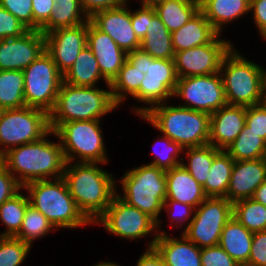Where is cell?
<instances>
[{
	"label": "cell",
	"mask_w": 266,
	"mask_h": 266,
	"mask_svg": "<svg viewBox=\"0 0 266 266\" xmlns=\"http://www.w3.org/2000/svg\"><path fill=\"white\" fill-rule=\"evenodd\" d=\"M92 266H120L119 264H117V263H114V262H107V260L106 261H102V262H99V263H97V264H95V265H92Z\"/></svg>",
	"instance_id": "680465c9"
},
{
	"label": "cell",
	"mask_w": 266,
	"mask_h": 266,
	"mask_svg": "<svg viewBox=\"0 0 266 266\" xmlns=\"http://www.w3.org/2000/svg\"><path fill=\"white\" fill-rule=\"evenodd\" d=\"M225 151L234 161L266 158V141L245 123L240 134Z\"/></svg>",
	"instance_id": "1f68e13d"
},
{
	"label": "cell",
	"mask_w": 266,
	"mask_h": 266,
	"mask_svg": "<svg viewBox=\"0 0 266 266\" xmlns=\"http://www.w3.org/2000/svg\"><path fill=\"white\" fill-rule=\"evenodd\" d=\"M178 76L174 59L152 58L148 60V68L140 84L139 91L132 97L148 106H137L131 111L142 117L156 105L173 98Z\"/></svg>",
	"instance_id": "4fadbf2b"
},
{
	"label": "cell",
	"mask_w": 266,
	"mask_h": 266,
	"mask_svg": "<svg viewBox=\"0 0 266 266\" xmlns=\"http://www.w3.org/2000/svg\"><path fill=\"white\" fill-rule=\"evenodd\" d=\"M246 266H266V230L253 233L250 257Z\"/></svg>",
	"instance_id": "c3c4849f"
},
{
	"label": "cell",
	"mask_w": 266,
	"mask_h": 266,
	"mask_svg": "<svg viewBox=\"0 0 266 266\" xmlns=\"http://www.w3.org/2000/svg\"><path fill=\"white\" fill-rule=\"evenodd\" d=\"M252 198L266 206V180L255 190Z\"/></svg>",
	"instance_id": "11a10c76"
},
{
	"label": "cell",
	"mask_w": 266,
	"mask_h": 266,
	"mask_svg": "<svg viewBox=\"0 0 266 266\" xmlns=\"http://www.w3.org/2000/svg\"><path fill=\"white\" fill-rule=\"evenodd\" d=\"M144 76L142 71L125 60L118 75L110 83L113 99L118 106L127 99V96L133 97L139 91Z\"/></svg>",
	"instance_id": "e575fe53"
},
{
	"label": "cell",
	"mask_w": 266,
	"mask_h": 266,
	"mask_svg": "<svg viewBox=\"0 0 266 266\" xmlns=\"http://www.w3.org/2000/svg\"><path fill=\"white\" fill-rule=\"evenodd\" d=\"M54 3V0H32L33 30L40 31V28L49 20Z\"/></svg>",
	"instance_id": "681fc988"
},
{
	"label": "cell",
	"mask_w": 266,
	"mask_h": 266,
	"mask_svg": "<svg viewBox=\"0 0 266 266\" xmlns=\"http://www.w3.org/2000/svg\"><path fill=\"white\" fill-rule=\"evenodd\" d=\"M122 194L118 196L140 211L148 214L157 222V233L162 228V219L159 217L163 211L166 199V171L152 165L130 169L120 179Z\"/></svg>",
	"instance_id": "8992f818"
},
{
	"label": "cell",
	"mask_w": 266,
	"mask_h": 266,
	"mask_svg": "<svg viewBox=\"0 0 266 266\" xmlns=\"http://www.w3.org/2000/svg\"><path fill=\"white\" fill-rule=\"evenodd\" d=\"M162 209L164 212L166 210L167 216L170 218V223L172 224V225L170 224V227L172 228V226L173 227L175 226L174 228L179 229V227L182 228L183 227L182 225L184 224V226H186L184 227V229H182L184 231L188 227L191 220L193 219L196 208L189 204L181 203L176 200L165 199ZM184 222L185 223L188 222L186 223L187 225H185Z\"/></svg>",
	"instance_id": "60d3db41"
},
{
	"label": "cell",
	"mask_w": 266,
	"mask_h": 266,
	"mask_svg": "<svg viewBox=\"0 0 266 266\" xmlns=\"http://www.w3.org/2000/svg\"><path fill=\"white\" fill-rule=\"evenodd\" d=\"M201 266H240L219 245L201 248Z\"/></svg>",
	"instance_id": "7bdbcfd3"
},
{
	"label": "cell",
	"mask_w": 266,
	"mask_h": 266,
	"mask_svg": "<svg viewBox=\"0 0 266 266\" xmlns=\"http://www.w3.org/2000/svg\"><path fill=\"white\" fill-rule=\"evenodd\" d=\"M30 205L40 211L55 229H76L92 223L79 210L63 177L28 183L23 187Z\"/></svg>",
	"instance_id": "5b68a950"
},
{
	"label": "cell",
	"mask_w": 266,
	"mask_h": 266,
	"mask_svg": "<svg viewBox=\"0 0 266 266\" xmlns=\"http://www.w3.org/2000/svg\"><path fill=\"white\" fill-rule=\"evenodd\" d=\"M206 198L203 187L182 164L166 171V199L197 208Z\"/></svg>",
	"instance_id": "603a6c76"
},
{
	"label": "cell",
	"mask_w": 266,
	"mask_h": 266,
	"mask_svg": "<svg viewBox=\"0 0 266 266\" xmlns=\"http://www.w3.org/2000/svg\"><path fill=\"white\" fill-rule=\"evenodd\" d=\"M103 80L108 87L110 84L103 78L98 66L97 58L86 46L74 61V64L63 75V82L73 86H98Z\"/></svg>",
	"instance_id": "4316f807"
},
{
	"label": "cell",
	"mask_w": 266,
	"mask_h": 266,
	"mask_svg": "<svg viewBox=\"0 0 266 266\" xmlns=\"http://www.w3.org/2000/svg\"><path fill=\"white\" fill-rule=\"evenodd\" d=\"M93 224L102 225L107 232L120 239L139 240L152 233L153 239L146 248H153L158 237L157 222L148 214L123 201L118 194Z\"/></svg>",
	"instance_id": "8fae6325"
},
{
	"label": "cell",
	"mask_w": 266,
	"mask_h": 266,
	"mask_svg": "<svg viewBox=\"0 0 266 266\" xmlns=\"http://www.w3.org/2000/svg\"><path fill=\"white\" fill-rule=\"evenodd\" d=\"M51 131L49 114L24 106L3 110L0 117V157L9 149L41 140Z\"/></svg>",
	"instance_id": "9c48e42d"
},
{
	"label": "cell",
	"mask_w": 266,
	"mask_h": 266,
	"mask_svg": "<svg viewBox=\"0 0 266 266\" xmlns=\"http://www.w3.org/2000/svg\"><path fill=\"white\" fill-rule=\"evenodd\" d=\"M0 6L9 11L28 30H33L32 0H0Z\"/></svg>",
	"instance_id": "b9f144b4"
},
{
	"label": "cell",
	"mask_w": 266,
	"mask_h": 266,
	"mask_svg": "<svg viewBox=\"0 0 266 266\" xmlns=\"http://www.w3.org/2000/svg\"><path fill=\"white\" fill-rule=\"evenodd\" d=\"M190 1L201 5L205 0H190Z\"/></svg>",
	"instance_id": "91938a15"
},
{
	"label": "cell",
	"mask_w": 266,
	"mask_h": 266,
	"mask_svg": "<svg viewBox=\"0 0 266 266\" xmlns=\"http://www.w3.org/2000/svg\"><path fill=\"white\" fill-rule=\"evenodd\" d=\"M262 95L264 103H266V68L262 67Z\"/></svg>",
	"instance_id": "9f6ffc18"
},
{
	"label": "cell",
	"mask_w": 266,
	"mask_h": 266,
	"mask_svg": "<svg viewBox=\"0 0 266 266\" xmlns=\"http://www.w3.org/2000/svg\"><path fill=\"white\" fill-rule=\"evenodd\" d=\"M33 143L9 149L0 157V162L17 179L22 187L34 181L63 177L66 160L60 140L47 137Z\"/></svg>",
	"instance_id": "7a4b0ae2"
},
{
	"label": "cell",
	"mask_w": 266,
	"mask_h": 266,
	"mask_svg": "<svg viewBox=\"0 0 266 266\" xmlns=\"http://www.w3.org/2000/svg\"><path fill=\"white\" fill-rule=\"evenodd\" d=\"M130 9V20L134 29L135 35L141 41L146 36L147 26L149 21L156 15L154 7L141 5V8L135 11Z\"/></svg>",
	"instance_id": "bcb514c9"
},
{
	"label": "cell",
	"mask_w": 266,
	"mask_h": 266,
	"mask_svg": "<svg viewBox=\"0 0 266 266\" xmlns=\"http://www.w3.org/2000/svg\"><path fill=\"white\" fill-rule=\"evenodd\" d=\"M220 151L221 150L210 144L200 147L186 148L184 149L183 154H186L188 161L184 162L183 160L181 164L190 175L203 186L208 177L213 159Z\"/></svg>",
	"instance_id": "836d02e7"
},
{
	"label": "cell",
	"mask_w": 266,
	"mask_h": 266,
	"mask_svg": "<svg viewBox=\"0 0 266 266\" xmlns=\"http://www.w3.org/2000/svg\"><path fill=\"white\" fill-rule=\"evenodd\" d=\"M211 43L175 52L174 63L178 78L218 73L224 57L234 47L231 40L220 39Z\"/></svg>",
	"instance_id": "9a60e30c"
},
{
	"label": "cell",
	"mask_w": 266,
	"mask_h": 266,
	"mask_svg": "<svg viewBox=\"0 0 266 266\" xmlns=\"http://www.w3.org/2000/svg\"><path fill=\"white\" fill-rule=\"evenodd\" d=\"M87 46L97 58L103 78L110 84L126 60L127 53L106 33L87 21Z\"/></svg>",
	"instance_id": "d6986e66"
},
{
	"label": "cell",
	"mask_w": 266,
	"mask_h": 266,
	"mask_svg": "<svg viewBox=\"0 0 266 266\" xmlns=\"http://www.w3.org/2000/svg\"><path fill=\"white\" fill-rule=\"evenodd\" d=\"M109 90L98 86H73L62 82L53 110L49 113V125L55 131L62 123L70 121L101 120L119 107Z\"/></svg>",
	"instance_id": "3957f363"
},
{
	"label": "cell",
	"mask_w": 266,
	"mask_h": 266,
	"mask_svg": "<svg viewBox=\"0 0 266 266\" xmlns=\"http://www.w3.org/2000/svg\"><path fill=\"white\" fill-rule=\"evenodd\" d=\"M266 180V158L235 161L231 171L226 198L234 203L252 198L255 190Z\"/></svg>",
	"instance_id": "44dd1931"
},
{
	"label": "cell",
	"mask_w": 266,
	"mask_h": 266,
	"mask_svg": "<svg viewBox=\"0 0 266 266\" xmlns=\"http://www.w3.org/2000/svg\"><path fill=\"white\" fill-rule=\"evenodd\" d=\"M140 118L184 149L209 144L208 113L165 102L154 106Z\"/></svg>",
	"instance_id": "277c9868"
},
{
	"label": "cell",
	"mask_w": 266,
	"mask_h": 266,
	"mask_svg": "<svg viewBox=\"0 0 266 266\" xmlns=\"http://www.w3.org/2000/svg\"><path fill=\"white\" fill-rule=\"evenodd\" d=\"M246 124L266 141V103L247 107Z\"/></svg>",
	"instance_id": "f6af8a7d"
},
{
	"label": "cell",
	"mask_w": 266,
	"mask_h": 266,
	"mask_svg": "<svg viewBox=\"0 0 266 266\" xmlns=\"http://www.w3.org/2000/svg\"><path fill=\"white\" fill-rule=\"evenodd\" d=\"M100 163L68 162L63 178L79 210L93 224L117 194L115 175Z\"/></svg>",
	"instance_id": "6da1fadb"
},
{
	"label": "cell",
	"mask_w": 266,
	"mask_h": 266,
	"mask_svg": "<svg viewBox=\"0 0 266 266\" xmlns=\"http://www.w3.org/2000/svg\"><path fill=\"white\" fill-rule=\"evenodd\" d=\"M139 1L140 2L142 1L140 5L154 7L156 4L167 0H139Z\"/></svg>",
	"instance_id": "6f0895ef"
},
{
	"label": "cell",
	"mask_w": 266,
	"mask_h": 266,
	"mask_svg": "<svg viewBox=\"0 0 266 266\" xmlns=\"http://www.w3.org/2000/svg\"><path fill=\"white\" fill-rule=\"evenodd\" d=\"M27 31L16 17L0 6V39L18 38Z\"/></svg>",
	"instance_id": "ee69618b"
},
{
	"label": "cell",
	"mask_w": 266,
	"mask_h": 266,
	"mask_svg": "<svg viewBox=\"0 0 266 266\" xmlns=\"http://www.w3.org/2000/svg\"><path fill=\"white\" fill-rule=\"evenodd\" d=\"M136 262V266H165L161 255L153 248H147Z\"/></svg>",
	"instance_id": "db71d44e"
},
{
	"label": "cell",
	"mask_w": 266,
	"mask_h": 266,
	"mask_svg": "<svg viewBox=\"0 0 266 266\" xmlns=\"http://www.w3.org/2000/svg\"><path fill=\"white\" fill-rule=\"evenodd\" d=\"M234 160L221 150L213 159L208 177L202 186L207 197H225L230 183Z\"/></svg>",
	"instance_id": "f546056e"
},
{
	"label": "cell",
	"mask_w": 266,
	"mask_h": 266,
	"mask_svg": "<svg viewBox=\"0 0 266 266\" xmlns=\"http://www.w3.org/2000/svg\"><path fill=\"white\" fill-rule=\"evenodd\" d=\"M0 106L3 110L25 106L23 71L0 70Z\"/></svg>",
	"instance_id": "d6a6232c"
},
{
	"label": "cell",
	"mask_w": 266,
	"mask_h": 266,
	"mask_svg": "<svg viewBox=\"0 0 266 266\" xmlns=\"http://www.w3.org/2000/svg\"><path fill=\"white\" fill-rule=\"evenodd\" d=\"M83 12L90 18L94 13L128 5L129 0H79Z\"/></svg>",
	"instance_id": "f907efd6"
},
{
	"label": "cell",
	"mask_w": 266,
	"mask_h": 266,
	"mask_svg": "<svg viewBox=\"0 0 266 266\" xmlns=\"http://www.w3.org/2000/svg\"><path fill=\"white\" fill-rule=\"evenodd\" d=\"M154 9L172 33L185 25L200 10V5L190 0H167L156 4Z\"/></svg>",
	"instance_id": "4dcf8cb0"
},
{
	"label": "cell",
	"mask_w": 266,
	"mask_h": 266,
	"mask_svg": "<svg viewBox=\"0 0 266 266\" xmlns=\"http://www.w3.org/2000/svg\"><path fill=\"white\" fill-rule=\"evenodd\" d=\"M23 190V187L13 176L11 172L0 162V205L17 193Z\"/></svg>",
	"instance_id": "7dc6e473"
},
{
	"label": "cell",
	"mask_w": 266,
	"mask_h": 266,
	"mask_svg": "<svg viewBox=\"0 0 266 266\" xmlns=\"http://www.w3.org/2000/svg\"><path fill=\"white\" fill-rule=\"evenodd\" d=\"M219 33L199 10L185 25L171 33L175 52L211 43Z\"/></svg>",
	"instance_id": "cb8c5ba5"
},
{
	"label": "cell",
	"mask_w": 266,
	"mask_h": 266,
	"mask_svg": "<svg viewBox=\"0 0 266 266\" xmlns=\"http://www.w3.org/2000/svg\"><path fill=\"white\" fill-rule=\"evenodd\" d=\"M29 204L28 196L19 192L0 205V221L7 227L4 232L0 233V236L15 237L19 233Z\"/></svg>",
	"instance_id": "d590c367"
},
{
	"label": "cell",
	"mask_w": 266,
	"mask_h": 266,
	"mask_svg": "<svg viewBox=\"0 0 266 266\" xmlns=\"http://www.w3.org/2000/svg\"><path fill=\"white\" fill-rule=\"evenodd\" d=\"M219 73L227 104L249 107L264 103L262 66L243 57L234 47L224 57Z\"/></svg>",
	"instance_id": "52a82bcc"
},
{
	"label": "cell",
	"mask_w": 266,
	"mask_h": 266,
	"mask_svg": "<svg viewBox=\"0 0 266 266\" xmlns=\"http://www.w3.org/2000/svg\"><path fill=\"white\" fill-rule=\"evenodd\" d=\"M2 112H3V108L0 106V117L2 115Z\"/></svg>",
	"instance_id": "94428289"
},
{
	"label": "cell",
	"mask_w": 266,
	"mask_h": 266,
	"mask_svg": "<svg viewBox=\"0 0 266 266\" xmlns=\"http://www.w3.org/2000/svg\"><path fill=\"white\" fill-rule=\"evenodd\" d=\"M159 144L161 149H157ZM154 145L155 148L152 154L155 155V158L151 163H147L148 165L167 171L179 166L184 160V157L181 158L179 155L183 153L184 148L179 143L170 140L167 136L162 135L158 137Z\"/></svg>",
	"instance_id": "f35d334b"
},
{
	"label": "cell",
	"mask_w": 266,
	"mask_h": 266,
	"mask_svg": "<svg viewBox=\"0 0 266 266\" xmlns=\"http://www.w3.org/2000/svg\"><path fill=\"white\" fill-rule=\"evenodd\" d=\"M31 246L12 236H0V266H21Z\"/></svg>",
	"instance_id": "ab89813d"
},
{
	"label": "cell",
	"mask_w": 266,
	"mask_h": 266,
	"mask_svg": "<svg viewBox=\"0 0 266 266\" xmlns=\"http://www.w3.org/2000/svg\"><path fill=\"white\" fill-rule=\"evenodd\" d=\"M245 106L221 107L210 115L209 144L219 150H226L237 138L246 123Z\"/></svg>",
	"instance_id": "ffe728a7"
},
{
	"label": "cell",
	"mask_w": 266,
	"mask_h": 266,
	"mask_svg": "<svg viewBox=\"0 0 266 266\" xmlns=\"http://www.w3.org/2000/svg\"><path fill=\"white\" fill-rule=\"evenodd\" d=\"M49 20L40 28L45 35L58 28L74 27L89 20L79 0H54Z\"/></svg>",
	"instance_id": "f1b7e54d"
},
{
	"label": "cell",
	"mask_w": 266,
	"mask_h": 266,
	"mask_svg": "<svg viewBox=\"0 0 266 266\" xmlns=\"http://www.w3.org/2000/svg\"><path fill=\"white\" fill-rule=\"evenodd\" d=\"M233 216L253 233L266 230V206L253 198L234 202Z\"/></svg>",
	"instance_id": "8d00e7d4"
},
{
	"label": "cell",
	"mask_w": 266,
	"mask_h": 266,
	"mask_svg": "<svg viewBox=\"0 0 266 266\" xmlns=\"http://www.w3.org/2000/svg\"><path fill=\"white\" fill-rule=\"evenodd\" d=\"M54 230L56 229L49 220L29 204L24 214L21 229L15 237L32 247L33 241L44 238V236Z\"/></svg>",
	"instance_id": "74e56055"
},
{
	"label": "cell",
	"mask_w": 266,
	"mask_h": 266,
	"mask_svg": "<svg viewBox=\"0 0 266 266\" xmlns=\"http://www.w3.org/2000/svg\"><path fill=\"white\" fill-rule=\"evenodd\" d=\"M127 5L94 13L89 21L99 30L108 34L126 53L140 48L135 35Z\"/></svg>",
	"instance_id": "ac0fdd59"
},
{
	"label": "cell",
	"mask_w": 266,
	"mask_h": 266,
	"mask_svg": "<svg viewBox=\"0 0 266 266\" xmlns=\"http://www.w3.org/2000/svg\"><path fill=\"white\" fill-rule=\"evenodd\" d=\"M154 248L161 255L165 266H201V248L182 233L175 238L160 229Z\"/></svg>",
	"instance_id": "7402d4cb"
},
{
	"label": "cell",
	"mask_w": 266,
	"mask_h": 266,
	"mask_svg": "<svg viewBox=\"0 0 266 266\" xmlns=\"http://www.w3.org/2000/svg\"><path fill=\"white\" fill-rule=\"evenodd\" d=\"M173 97L184 101L182 107L211 115L227 104L220 73L178 78Z\"/></svg>",
	"instance_id": "5bb4252c"
},
{
	"label": "cell",
	"mask_w": 266,
	"mask_h": 266,
	"mask_svg": "<svg viewBox=\"0 0 266 266\" xmlns=\"http://www.w3.org/2000/svg\"><path fill=\"white\" fill-rule=\"evenodd\" d=\"M233 216V203L225 197H207L196 209L182 234L198 248L217 246L223 227Z\"/></svg>",
	"instance_id": "7c38bea8"
},
{
	"label": "cell",
	"mask_w": 266,
	"mask_h": 266,
	"mask_svg": "<svg viewBox=\"0 0 266 266\" xmlns=\"http://www.w3.org/2000/svg\"><path fill=\"white\" fill-rule=\"evenodd\" d=\"M200 11L220 34L225 25L250 12V0H205Z\"/></svg>",
	"instance_id": "484cf974"
},
{
	"label": "cell",
	"mask_w": 266,
	"mask_h": 266,
	"mask_svg": "<svg viewBox=\"0 0 266 266\" xmlns=\"http://www.w3.org/2000/svg\"><path fill=\"white\" fill-rule=\"evenodd\" d=\"M146 36L140 41V48L153 58L174 59L171 32L156 14L147 26Z\"/></svg>",
	"instance_id": "83f0119b"
},
{
	"label": "cell",
	"mask_w": 266,
	"mask_h": 266,
	"mask_svg": "<svg viewBox=\"0 0 266 266\" xmlns=\"http://www.w3.org/2000/svg\"><path fill=\"white\" fill-rule=\"evenodd\" d=\"M25 106L53 110L63 75L46 50L23 70Z\"/></svg>",
	"instance_id": "30bf717a"
},
{
	"label": "cell",
	"mask_w": 266,
	"mask_h": 266,
	"mask_svg": "<svg viewBox=\"0 0 266 266\" xmlns=\"http://www.w3.org/2000/svg\"><path fill=\"white\" fill-rule=\"evenodd\" d=\"M250 13L260 37L266 40V0H250Z\"/></svg>",
	"instance_id": "816d5d0a"
},
{
	"label": "cell",
	"mask_w": 266,
	"mask_h": 266,
	"mask_svg": "<svg viewBox=\"0 0 266 266\" xmlns=\"http://www.w3.org/2000/svg\"><path fill=\"white\" fill-rule=\"evenodd\" d=\"M253 232L246 229L234 216L223 227L219 246L240 265L249 261Z\"/></svg>",
	"instance_id": "d4e9b609"
},
{
	"label": "cell",
	"mask_w": 266,
	"mask_h": 266,
	"mask_svg": "<svg viewBox=\"0 0 266 266\" xmlns=\"http://www.w3.org/2000/svg\"><path fill=\"white\" fill-rule=\"evenodd\" d=\"M152 58L153 57L150 54L143 51L141 48L130 51L126 55V60L144 74L148 68V60H151Z\"/></svg>",
	"instance_id": "f5cc1de1"
},
{
	"label": "cell",
	"mask_w": 266,
	"mask_h": 266,
	"mask_svg": "<svg viewBox=\"0 0 266 266\" xmlns=\"http://www.w3.org/2000/svg\"><path fill=\"white\" fill-rule=\"evenodd\" d=\"M46 50L41 31L28 30L18 38L0 39V70L23 71Z\"/></svg>",
	"instance_id": "e0dca14e"
},
{
	"label": "cell",
	"mask_w": 266,
	"mask_h": 266,
	"mask_svg": "<svg viewBox=\"0 0 266 266\" xmlns=\"http://www.w3.org/2000/svg\"><path fill=\"white\" fill-rule=\"evenodd\" d=\"M46 52L64 75L87 46V22L74 27L58 28L47 34Z\"/></svg>",
	"instance_id": "2e32d148"
},
{
	"label": "cell",
	"mask_w": 266,
	"mask_h": 266,
	"mask_svg": "<svg viewBox=\"0 0 266 266\" xmlns=\"http://www.w3.org/2000/svg\"><path fill=\"white\" fill-rule=\"evenodd\" d=\"M101 122L70 121L62 123L55 131L51 130V136L60 140L66 163H108Z\"/></svg>",
	"instance_id": "ba28073f"
}]
</instances>
